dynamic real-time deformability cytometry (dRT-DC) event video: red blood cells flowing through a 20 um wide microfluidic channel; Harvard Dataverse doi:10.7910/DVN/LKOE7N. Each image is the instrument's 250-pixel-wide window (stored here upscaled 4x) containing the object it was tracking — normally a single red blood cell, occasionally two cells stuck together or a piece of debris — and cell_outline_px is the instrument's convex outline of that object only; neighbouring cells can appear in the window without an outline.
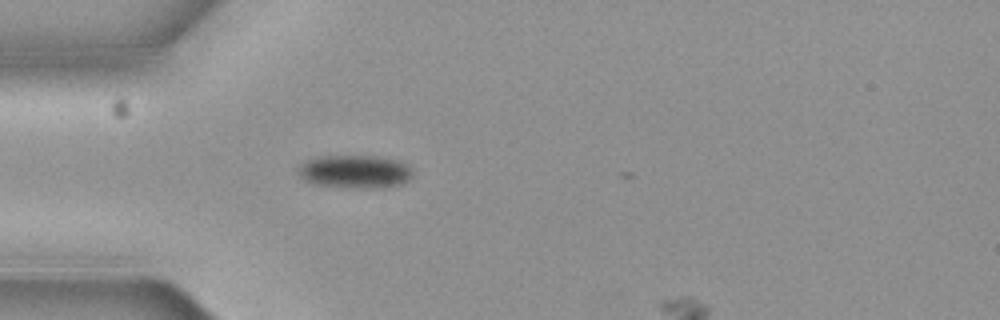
{"species": "common noctule bat (a hibernating species)", "species_latin": "Nyctalus noctula", "temperature_condition": "cold", "stored_images_in_passage": 2, "segment_of_instrument_passage": [1, 2], "camera_frame_rate_fps": 3000, "um_per_image_px": 0.085, "animal": {"sex": "female", "body_mass_g": 19.3, "forearm_length_mm": 54.1}, "frame": {"image": 1, "passage_image": 1, "time_ms": 0.0, "image_size_px": [1000, 320], "cell_outline_px": [[412, 176], [404, 184], [384, 188], [360, 188], [316, 184], [304, 180], [296, 172], [296, 168], [304, 160], [320, 156], [376, 156], [400, 160], [408, 164], [412, 168]], "centroid_in_image_um": [30.19, 14.58], "position_along_channel_um": 54.8, "area_um2": 22.54}}